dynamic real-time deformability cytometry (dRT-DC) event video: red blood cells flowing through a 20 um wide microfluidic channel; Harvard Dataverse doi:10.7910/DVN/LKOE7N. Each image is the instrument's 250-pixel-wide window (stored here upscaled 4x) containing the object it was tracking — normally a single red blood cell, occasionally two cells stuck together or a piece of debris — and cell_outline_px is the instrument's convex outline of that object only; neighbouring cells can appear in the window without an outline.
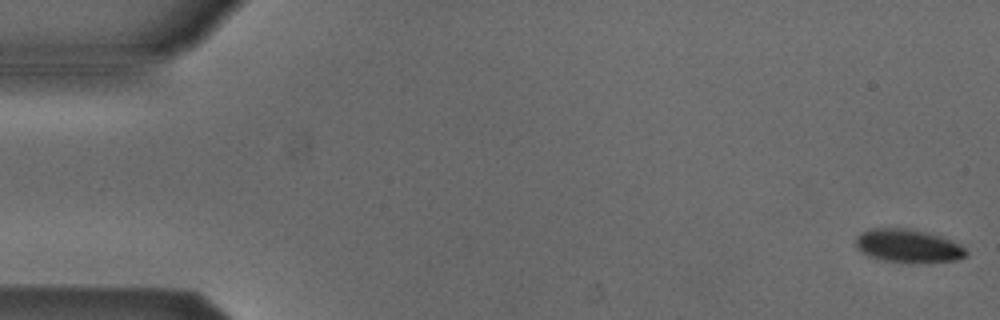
{"species": "Egyptian fruit bat (a non-hibernating species)", "species_latin": "Rousettus aegyptiacus", "temperature_condition": "cold", "stored_images_in_passage": 4, "camera_frame_rate_fps": 3000, "um_per_image_px": 0.085, "animal": {"sex": "male"}, "frame": {"image": 1, "passage_image": 1, "time_ms": 0.0, "image_size_px": [1000, 320], "cell_outline_px": [[968, 256], [960, 260], [928, 264], [912, 264], [884, 260], [868, 256], [856, 248], [856, 236], [860, 232], [868, 228], [908, 228], [928, 232], [952, 240], [960, 244], [968, 252]], "centroid_in_image_um": [77.23, 20.93], "position_along_channel_um": 7.8, "area_um2": 22.25}}
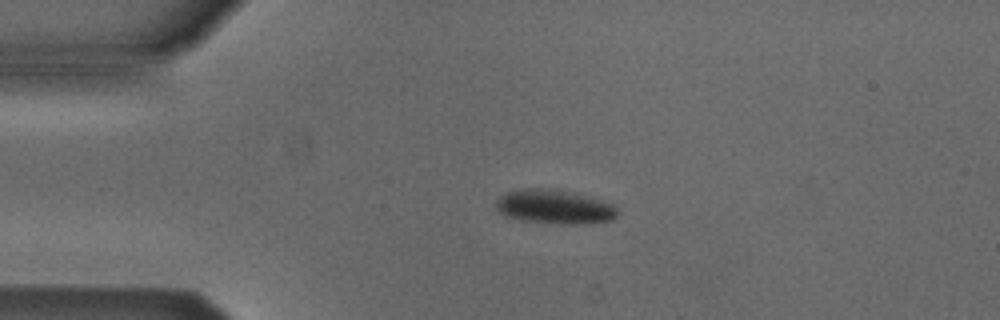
{"frame": {"image": 2, "passage_image": 4, "time_ms": 1.0, "image_size_px": [1000, 320], "cell_outline_px": [[616, 216], [612, 220], [572, 224], [564, 224], [520, 220], [504, 216], [496, 208], [496, 200], [504, 192], [520, 188], [552, 188], [568, 192], [612, 204], [616, 208]], "centroid_in_image_um": [47.02, 17.57], "position_along_channel_um": 38.0, "area_um2": 23.81}}